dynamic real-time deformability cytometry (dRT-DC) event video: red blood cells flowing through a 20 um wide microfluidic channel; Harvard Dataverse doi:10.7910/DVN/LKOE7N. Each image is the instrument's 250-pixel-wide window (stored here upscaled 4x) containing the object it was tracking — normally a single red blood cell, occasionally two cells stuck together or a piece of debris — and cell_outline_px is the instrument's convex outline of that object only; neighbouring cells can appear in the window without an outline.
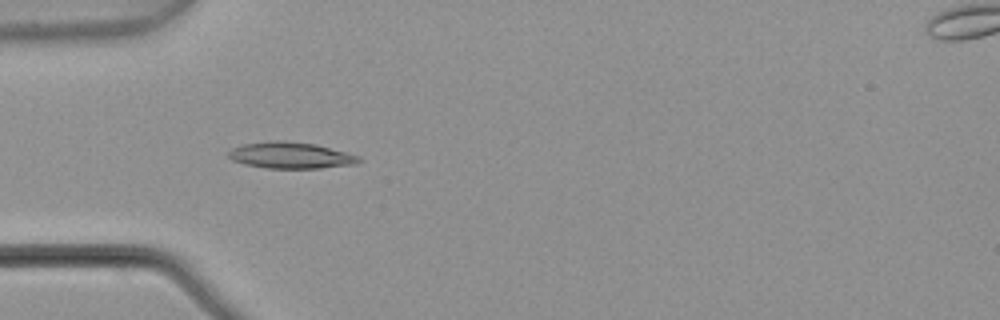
{"species": "common noctule bat (a hibernating species)", "species_latin": "Nyctalus noctula", "temperature_condition": "warm", "stored_images_in_passage": 6, "camera_frame_rate_fps": 3000, "um_per_image_px": 0.085, "animal": {"sex": "male", "body_mass_g": 21.5, "forearm_length_mm": 52.0}, "frame": {"image": 1, "passage_image": 5, "time_ms": 1.333, "image_size_px": [1000, 320], "cell_outline_px": [[364, 160], [356, 164], [320, 168], [268, 168], [244, 164], [232, 160], [228, 156], [228, 152], [232, 148], [244, 144], [272, 140], [284, 140], [316, 144], [348, 152], [360, 156]], "centroid_in_image_um": [24.75, 13.2], "position_along_channel_um": 60.2, "area_um2": 20.23}}
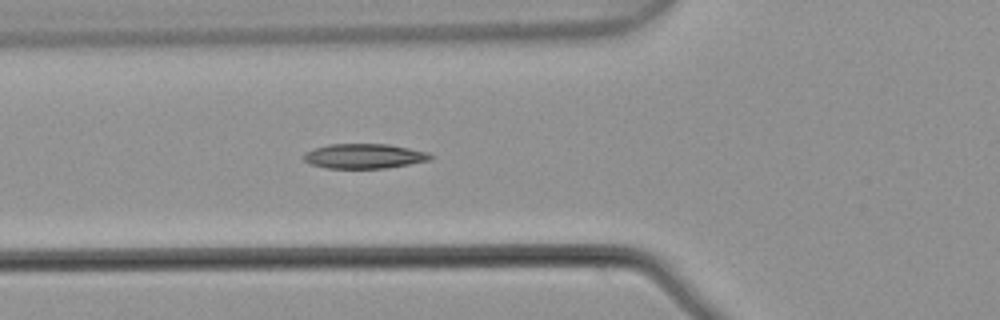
{"frame": {"image": 2, "passage_image": 6, "time_ms": 1.667, "image_size_px": [1000, 320], "cell_outline_px": [[436, 156], [432, 160], [384, 168], [324, 168], [312, 164], [304, 160], [300, 156], [304, 152], [328, 144], [388, 144], [428, 152]], "centroid_in_image_um": [30.96, 13.27], "position_along_channel_um": 94.8, "area_um2": 18.38}}